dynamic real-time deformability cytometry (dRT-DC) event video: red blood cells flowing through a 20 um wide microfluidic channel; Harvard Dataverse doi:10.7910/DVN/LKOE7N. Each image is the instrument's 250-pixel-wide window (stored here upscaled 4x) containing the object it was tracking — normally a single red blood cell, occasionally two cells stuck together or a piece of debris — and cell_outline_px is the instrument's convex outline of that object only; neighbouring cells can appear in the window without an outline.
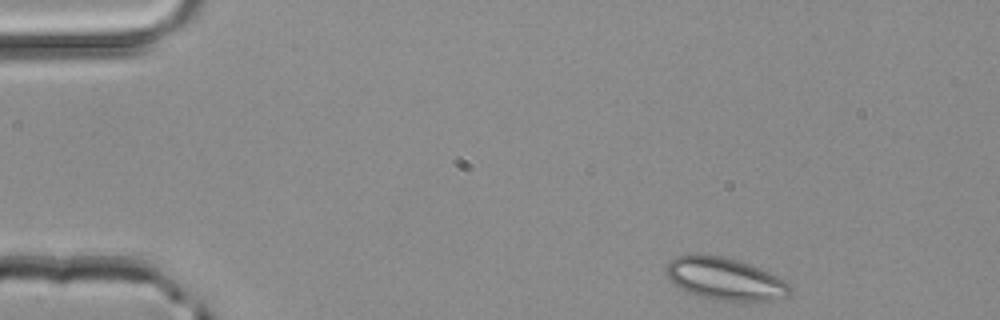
{"species": "common noctule bat (a hibernating species)", "species_latin": "Nyctalus noctula", "temperature_condition": "room temperature", "stored_images_in_passage": 45, "camera_frame_rate_fps": 3000, "um_per_image_px": 0.085, "animal": {"sex": "male", "body_mass_g": 20.4}, "frame": {"image": 1, "passage_image": 1, "time_ms": 0.0, "image_size_px": [1000, 320], "cell_outline_px": [[792, 288], [788, 296], [772, 300], [736, 304], [696, 296], [680, 288], [664, 272], [664, 268], [668, 260], [676, 256], [724, 256], [748, 264], [788, 280]], "centroid_in_image_um": [61.67, 23.76], "position_along_channel_um": 23.3, "area_um2": 31.04}}
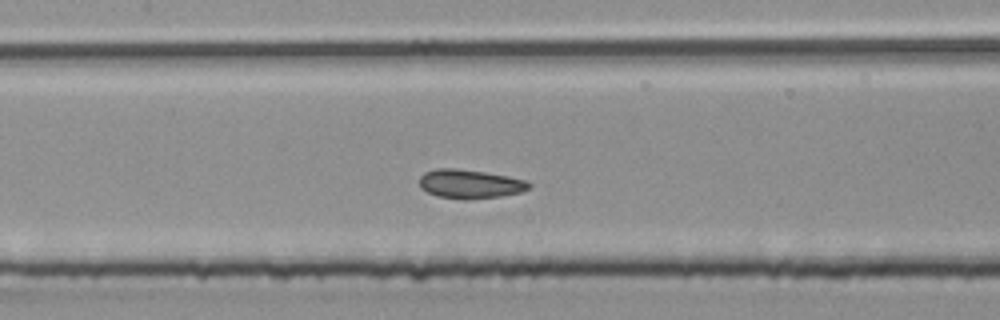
{"frame": {"image": 2, "passage_image": 18, "time_ms": 5.667, "image_size_px": [1000, 320], "cell_outline_px": [[532, 188], [520, 192], [500, 196], [436, 196], [420, 188], [420, 176], [424, 172], [436, 168], [456, 168], [484, 172], [508, 176], [528, 180], [532, 184]], "centroid_in_image_um": [39.98, 15.57], "position_along_channel_um": 167.4, "area_um2": 17.74}}
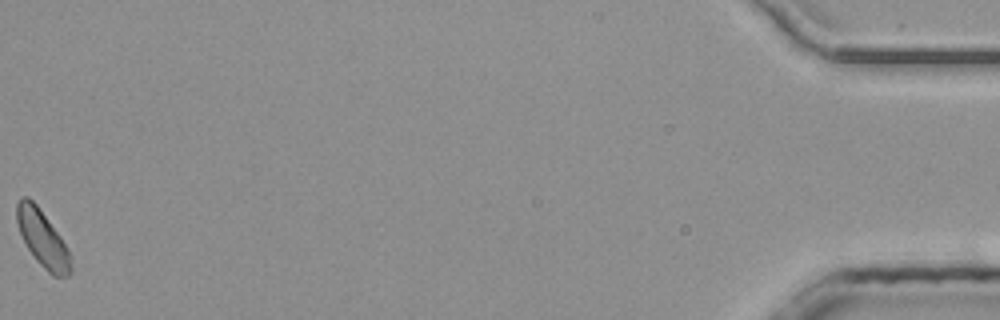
{"frame": {"image": 3, "passage_image": 45, "time_ms": 14.667, "image_size_px": [1000, 320], "cell_outline_px": [[72, 272], [68, 276], [52, 276], [36, 260], [28, 248], [20, 232], [16, 220], [16, 204], [20, 196], [28, 196], [36, 204], [60, 236], [68, 252], [72, 268]], "centroid_in_image_um": [3.59, 20.27], "position_along_channel_um": 431.6, "area_um2": 17.46}}